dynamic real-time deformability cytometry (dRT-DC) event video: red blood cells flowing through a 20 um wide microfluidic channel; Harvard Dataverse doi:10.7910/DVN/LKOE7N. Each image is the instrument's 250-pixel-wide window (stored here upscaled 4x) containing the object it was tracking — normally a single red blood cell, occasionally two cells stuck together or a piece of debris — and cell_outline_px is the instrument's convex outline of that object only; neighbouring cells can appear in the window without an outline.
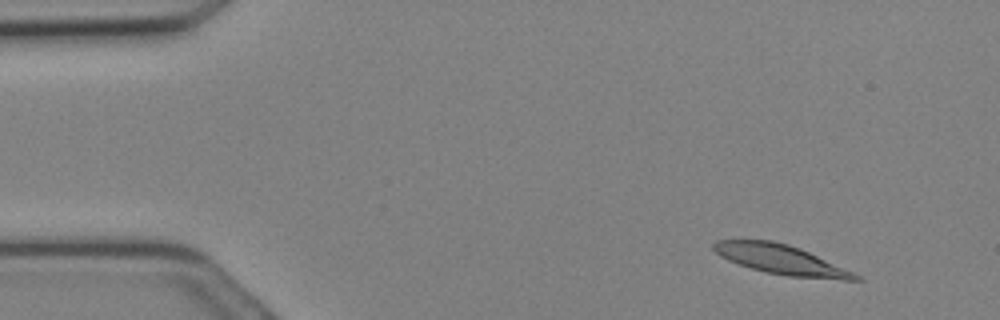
{"species": "Egyptian fruit bat (a non-hibernating species)", "species_latin": "Rousettus aegyptiacus", "temperature_condition": "cold", "stored_images_in_passage": 19, "camera_frame_rate_fps": 3000, "um_per_image_px": 0.085, "animal": {"sex": "female"}, "frame": {"image": 1, "passage_image": 2, "time_ms": 0.333, "image_size_px": [1000, 320], "cell_outline_px": [[864, 280], [840, 280], [788, 276], [764, 272], [728, 260], [720, 256], [712, 248], [712, 244], [716, 240], [772, 240], [788, 244], [800, 248], [852, 272], [860, 276]], "centroid_in_image_um": [66.36, 22.06], "position_along_channel_um": 18.6, "area_um2": 24.22}}
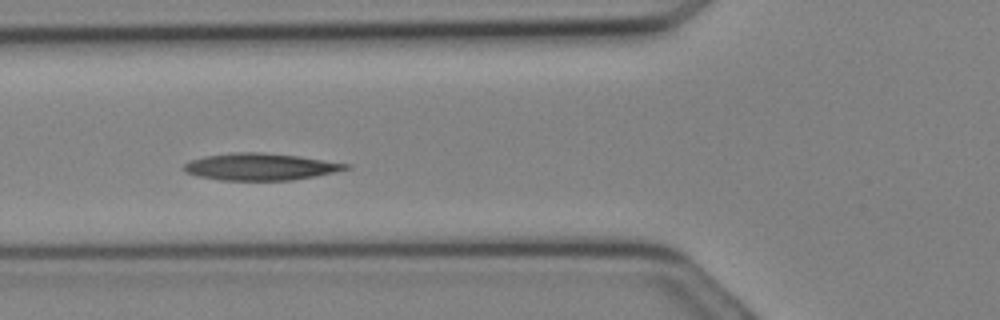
{"frame": {"image": 2, "passage_image": 10, "time_ms": 3.0, "image_size_px": [1000, 320], "cell_outline_px": [[352, 168], [316, 176], [292, 180], [220, 180], [196, 176], [184, 172], [180, 168], [188, 160], [204, 156], [232, 152], [260, 152], [300, 156], [352, 164]], "centroid_in_image_um": [22.1, 14.17], "position_along_channel_um": 103.7, "area_um2": 25.84}}
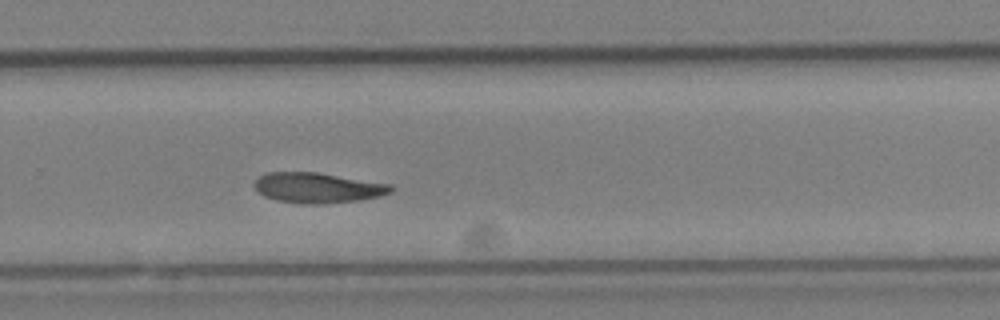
{"frame": {"image": 3, "passage_image": 19, "time_ms": 6.0, "image_size_px": [1000, 320], "cell_outline_px": [[396, 188], [392, 192], [380, 196], [360, 200], [320, 204], [300, 204], [276, 200], [264, 196], [252, 184], [264, 172], [316, 172], [392, 184]], "centroid_in_image_um": [27.03, 15.96], "position_along_channel_um": 302.8, "area_um2": 24.28}}